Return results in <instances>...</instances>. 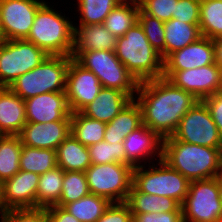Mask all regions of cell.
I'll return each instance as SVG.
<instances>
[{"label":"cell","instance_id":"obj_14","mask_svg":"<svg viewBox=\"0 0 222 222\" xmlns=\"http://www.w3.org/2000/svg\"><path fill=\"white\" fill-rule=\"evenodd\" d=\"M39 174L20 170L0 184L1 212L37 208Z\"/></svg>","mask_w":222,"mask_h":222},{"label":"cell","instance_id":"obj_38","mask_svg":"<svg viewBox=\"0 0 222 222\" xmlns=\"http://www.w3.org/2000/svg\"><path fill=\"white\" fill-rule=\"evenodd\" d=\"M178 0H143L140 9L147 15L163 22L172 19Z\"/></svg>","mask_w":222,"mask_h":222},{"label":"cell","instance_id":"obj_29","mask_svg":"<svg viewBox=\"0 0 222 222\" xmlns=\"http://www.w3.org/2000/svg\"><path fill=\"white\" fill-rule=\"evenodd\" d=\"M106 123L81 112L71 113V135L84 146L104 141Z\"/></svg>","mask_w":222,"mask_h":222},{"label":"cell","instance_id":"obj_11","mask_svg":"<svg viewBox=\"0 0 222 222\" xmlns=\"http://www.w3.org/2000/svg\"><path fill=\"white\" fill-rule=\"evenodd\" d=\"M172 136L189 144L222 149V137L202 101L197 102L182 117Z\"/></svg>","mask_w":222,"mask_h":222},{"label":"cell","instance_id":"obj_44","mask_svg":"<svg viewBox=\"0 0 222 222\" xmlns=\"http://www.w3.org/2000/svg\"><path fill=\"white\" fill-rule=\"evenodd\" d=\"M48 222H80L67 210L60 206L46 208Z\"/></svg>","mask_w":222,"mask_h":222},{"label":"cell","instance_id":"obj_9","mask_svg":"<svg viewBox=\"0 0 222 222\" xmlns=\"http://www.w3.org/2000/svg\"><path fill=\"white\" fill-rule=\"evenodd\" d=\"M181 209L183 222H222V203L216 177L190 182Z\"/></svg>","mask_w":222,"mask_h":222},{"label":"cell","instance_id":"obj_10","mask_svg":"<svg viewBox=\"0 0 222 222\" xmlns=\"http://www.w3.org/2000/svg\"><path fill=\"white\" fill-rule=\"evenodd\" d=\"M48 54L32 42L3 40L0 45V87H9L19 76L40 65Z\"/></svg>","mask_w":222,"mask_h":222},{"label":"cell","instance_id":"obj_23","mask_svg":"<svg viewBox=\"0 0 222 222\" xmlns=\"http://www.w3.org/2000/svg\"><path fill=\"white\" fill-rule=\"evenodd\" d=\"M142 125L141 107L135 99H132L113 120L106 123L104 141L110 144L123 143L132 131Z\"/></svg>","mask_w":222,"mask_h":222},{"label":"cell","instance_id":"obj_1","mask_svg":"<svg viewBox=\"0 0 222 222\" xmlns=\"http://www.w3.org/2000/svg\"><path fill=\"white\" fill-rule=\"evenodd\" d=\"M136 95L143 124L162 140L174 134L182 117L199 102L164 77L140 82Z\"/></svg>","mask_w":222,"mask_h":222},{"label":"cell","instance_id":"obj_24","mask_svg":"<svg viewBox=\"0 0 222 222\" xmlns=\"http://www.w3.org/2000/svg\"><path fill=\"white\" fill-rule=\"evenodd\" d=\"M57 166L64 171L85 172L91 165L89 150L71 134L56 149Z\"/></svg>","mask_w":222,"mask_h":222},{"label":"cell","instance_id":"obj_16","mask_svg":"<svg viewBox=\"0 0 222 222\" xmlns=\"http://www.w3.org/2000/svg\"><path fill=\"white\" fill-rule=\"evenodd\" d=\"M24 101L27 123L71 121L65 92L44 93Z\"/></svg>","mask_w":222,"mask_h":222},{"label":"cell","instance_id":"obj_2","mask_svg":"<svg viewBox=\"0 0 222 222\" xmlns=\"http://www.w3.org/2000/svg\"><path fill=\"white\" fill-rule=\"evenodd\" d=\"M162 160L190 182L216 177L222 166V149L189 144L173 136L162 141Z\"/></svg>","mask_w":222,"mask_h":222},{"label":"cell","instance_id":"obj_47","mask_svg":"<svg viewBox=\"0 0 222 222\" xmlns=\"http://www.w3.org/2000/svg\"><path fill=\"white\" fill-rule=\"evenodd\" d=\"M0 34L2 35V21H1V10H0Z\"/></svg>","mask_w":222,"mask_h":222},{"label":"cell","instance_id":"obj_7","mask_svg":"<svg viewBox=\"0 0 222 222\" xmlns=\"http://www.w3.org/2000/svg\"><path fill=\"white\" fill-rule=\"evenodd\" d=\"M158 163L159 168L157 164L147 170L143 164L134 167L132 185L139 192L173 198L181 205L188 194L190 181L162 159H158Z\"/></svg>","mask_w":222,"mask_h":222},{"label":"cell","instance_id":"obj_45","mask_svg":"<svg viewBox=\"0 0 222 222\" xmlns=\"http://www.w3.org/2000/svg\"><path fill=\"white\" fill-rule=\"evenodd\" d=\"M215 63L222 70V37L214 40Z\"/></svg>","mask_w":222,"mask_h":222},{"label":"cell","instance_id":"obj_37","mask_svg":"<svg viewBox=\"0 0 222 222\" xmlns=\"http://www.w3.org/2000/svg\"><path fill=\"white\" fill-rule=\"evenodd\" d=\"M138 23L152 47L165 59V30L164 22L145 14L141 9L138 14Z\"/></svg>","mask_w":222,"mask_h":222},{"label":"cell","instance_id":"obj_43","mask_svg":"<svg viewBox=\"0 0 222 222\" xmlns=\"http://www.w3.org/2000/svg\"><path fill=\"white\" fill-rule=\"evenodd\" d=\"M133 222H183L182 212L133 214Z\"/></svg>","mask_w":222,"mask_h":222},{"label":"cell","instance_id":"obj_30","mask_svg":"<svg viewBox=\"0 0 222 222\" xmlns=\"http://www.w3.org/2000/svg\"><path fill=\"white\" fill-rule=\"evenodd\" d=\"M22 146L18 135H0V184L20 171Z\"/></svg>","mask_w":222,"mask_h":222},{"label":"cell","instance_id":"obj_31","mask_svg":"<svg viewBox=\"0 0 222 222\" xmlns=\"http://www.w3.org/2000/svg\"><path fill=\"white\" fill-rule=\"evenodd\" d=\"M111 203L107 198L89 194L66 204L63 208L80 222H96Z\"/></svg>","mask_w":222,"mask_h":222},{"label":"cell","instance_id":"obj_46","mask_svg":"<svg viewBox=\"0 0 222 222\" xmlns=\"http://www.w3.org/2000/svg\"><path fill=\"white\" fill-rule=\"evenodd\" d=\"M216 179L218 181V185H219V189H220V198H221V203H222V166H221V170L216 175Z\"/></svg>","mask_w":222,"mask_h":222},{"label":"cell","instance_id":"obj_8","mask_svg":"<svg viewBox=\"0 0 222 222\" xmlns=\"http://www.w3.org/2000/svg\"><path fill=\"white\" fill-rule=\"evenodd\" d=\"M132 165L114 162L91 164L85 171L90 194L112 203L126 202L133 183Z\"/></svg>","mask_w":222,"mask_h":222},{"label":"cell","instance_id":"obj_19","mask_svg":"<svg viewBox=\"0 0 222 222\" xmlns=\"http://www.w3.org/2000/svg\"><path fill=\"white\" fill-rule=\"evenodd\" d=\"M162 141L155 132L143 124L123 141L126 160L136 167L141 165V159L148 160L152 155L158 156L159 160L162 159Z\"/></svg>","mask_w":222,"mask_h":222},{"label":"cell","instance_id":"obj_35","mask_svg":"<svg viewBox=\"0 0 222 222\" xmlns=\"http://www.w3.org/2000/svg\"><path fill=\"white\" fill-rule=\"evenodd\" d=\"M90 194L85 172L65 171L60 201L57 206L77 201Z\"/></svg>","mask_w":222,"mask_h":222},{"label":"cell","instance_id":"obj_18","mask_svg":"<svg viewBox=\"0 0 222 222\" xmlns=\"http://www.w3.org/2000/svg\"><path fill=\"white\" fill-rule=\"evenodd\" d=\"M70 134L71 121H54L45 124L26 123L18 136L22 145L56 150Z\"/></svg>","mask_w":222,"mask_h":222},{"label":"cell","instance_id":"obj_27","mask_svg":"<svg viewBox=\"0 0 222 222\" xmlns=\"http://www.w3.org/2000/svg\"><path fill=\"white\" fill-rule=\"evenodd\" d=\"M139 10L138 3L122 0L108 14L103 25L116 38L121 37L138 22Z\"/></svg>","mask_w":222,"mask_h":222},{"label":"cell","instance_id":"obj_41","mask_svg":"<svg viewBox=\"0 0 222 222\" xmlns=\"http://www.w3.org/2000/svg\"><path fill=\"white\" fill-rule=\"evenodd\" d=\"M96 222H133V214L126 202L111 203Z\"/></svg>","mask_w":222,"mask_h":222},{"label":"cell","instance_id":"obj_28","mask_svg":"<svg viewBox=\"0 0 222 222\" xmlns=\"http://www.w3.org/2000/svg\"><path fill=\"white\" fill-rule=\"evenodd\" d=\"M64 173L65 171L57 166L40 175L37 187V208H48L59 203Z\"/></svg>","mask_w":222,"mask_h":222},{"label":"cell","instance_id":"obj_5","mask_svg":"<svg viewBox=\"0 0 222 222\" xmlns=\"http://www.w3.org/2000/svg\"><path fill=\"white\" fill-rule=\"evenodd\" d=\"M71 60V56L48 55L40 65L15 79L9 88L24 100L49 92H65Z\"/></svg>","mask_w":222,"mask_h":222},{"label":"cell","instance_id":"obj_39","mask_svg":"<svg viewBox=\"0 0 222 222\" xmlns=\"http://www.w3.org/2000/svg\"><path fill=\"white\" fill-rule=\"evenodd\" d=\"M0 216L1 222H48L46 208L11 209Z\"/></svg>","mask_w":222,"mask_h":222},{"label":"cell","instance_id":"obj_42","mask_svg":"<svg viewBox=\"0 0 222 222\" xmlns=\"http://www.w3.org/2000/svg\"><path fill=\"white\" fill-rule=\"evenodd\" d=\"M208 108L210 115L216 124L220 136L222 137V91L202 100Z\"/></svg>","mask_w":222,"mask_h":222},{"label":"cell","instance_id":"obj_4","mask_svg":"<svg viewBox=\"0 0 222 222\" xmlns=\"http://www.w3.org/2000/svg\"><path fill=\"white\" fill-rule=\"evenodd\" d=\"M45 2L37 11L27 41L48 55L71 56L74 46V25Z\"/></svg>","mask_w":222,"mask_h":222},{"label":"cell","instance_id":"obj_20","mask_svg":"<svg viewBox=\"0 0 222 222\" xmlns=\"http://www.w3.org/2000/svg\"><path fill=\"white\" fill-rule=\"evenodd\" d=\"M117 38L103 24L74 26V46L71 54L76 59L81 53L91 50L115 52Z\"/></svg>","mask_w":222,"mask_h":222},{"label":"cell","instance_id":"obj_17","mask_svg":"<svg viewBox=\"0 0 222 222\" xmlns=\"http://www.w3.org/2000/svg\"><path fill=\"white\" fill-rule=\"evenodd\" d=\"M215 64L214 40L200 37L183 49L176 50L163 60V71H181Z\"/></svg>","mask_w":222,"mask_h":222},{"label":"cell","instance_id":"obj_3","mask_svg":"<svg viewBox=\"0 0 222 222\" xmlns=\"http://www.w3.org/2000/svg\"><path fill=\"white\" fill-rule=\"evenodd\" d=\"M115 54L139 82L163 75V59L152 47L138 22L117 38Z\"/></svg>","mask_w":222,"mask_h":222},{"label":"cell","instance_id":"obj_22","mask_svg":"<svg viewBox=\"0 0 222 222\" xmlns=\"http://www.w3.org/2000/svg\"><path fill=\"white\" fill-rule=\"evenodd\" d=\"M132 99L122 91L102 87L95 100L80 112L105 123L113 120Z\"/></svg>","mask_w":222,"mask_h":222},{"label":"cell","instance_id":"obj_21","mask_svg":"<svg viewBox=\"0 0 222 222\" xmlns=\"http://www.w3.org/2000/svg\"><path fill=\"white\" fill-rule=\"evenodd\" d=\"M27 123L24 99L0 87V135H19Z\"/></svg>","mask_w":222,"mask_h":222},{"label":"cell","instance_id":"obj_13","mask_svg":"<svg viewBox=\"0 0 222 222\" xmlns=\"http://www.w3.org/2000/svg\"><path fill=\"white\" fill-rule=\"evenodd\" d=\"M44 3L39 0H0L3 39H27L35 15Z\"/></svg>","mask_w":222,"mask_h":222},{"label":"cell","instance_id":"obj_25","mask_svg":"<svg viewBox=\"0 0 222 222\" xmlns=\"http://www.w3.org/2000/svg\"><path fill=\"white\" fill-rule=\"evenodd\" d=\"M126 203L129 205L132 214L182 212L181 205L173 198L142 193L133 185Z\"/></svg>","mask_w":222,"mask_h":222},{"label":"cell","instance_id":"obj_36","mask_svg":"<svg viewBox=\"0 0 222 222\" xmlns=\"http://www.w3.org/2000/svg\"><path fill=\"white\" fill-rule=\"evenodd\" d=\"M91 164L124 163L131 165L126 160L123 143L110 144L106 141L88 146Z\"/></svg>","mask_w":222,"mask_h":222},{"label":"cell","instance_id":"obj_34","mask_svg":"<svg viewBox=\"0 0 222 222\" xmlns=\"http://www.w3.org/2000/svg\"><path fill=\"white\" fill-rule=\"evenodd\" d=\"M79 25L103 24L112 9L122 0H77Z\"/></svg>","mask_w":222,"mask_h":222},{"label":"cell","instance_id":"obj_32","mask_svg":"<svg viewBox=\"0 0 222 222\" xmlns=\"http://www.w3.org/2000/svg\"><path fill=\"white\" fill-rule=\"evenodd\" d=\"M57 167L56 150L39 149L23 145L20 154V170L43 174Z\"/></svg>","mask_w":222,"mask_h":222},{"label":"cell","instance_id":"obj_33","mask_svg":"<svg viewBox=\"0 0 222 222\" xmlns=\"http://www.w3.org/2000/svg\"><path fill=\"white\" fill-rule=\"evenodd\" d=\"M199 28L209 39L222 37V0H200Z\"/></svg>","mask_w":222,"mask_h":222},{"label":"cell","instance_id":"obj_15","mask_svg":"<svg viewBox=\"0 0 222 222\" xmlns=\"http://www.w3.org/2000/svg\"><path fill=\"white\" fill-rule=\"evenodd\" d=\"M102 85L98 77L79 65L74 59L69 63L66 76V99L71 113L80 112L93 102Z\"/></svg>","mask_w":222,"mask_h":222},{"label":"cell","instance_id":"obj_49","mask_svg":"<svg viewBox=\"0 0 222 222\" xmlns=\"http://www.w3.org/2000/svg\"><path fill=\"white\" fill-rule=\"evenodd\" d=\"M3 37H2V35L0 34V45L3 43Z\"/></svg>","mask_w":222,"mask_h":222},{"label":"cell","instance_id":"obj_12","mask_svg":"<svg viewBox=\"0 0 222 222\" xmlns=\"http://www.w3.org/2000/svg\"><path fill=\"white\" fill-rule=\"evenodd\" d=\"M175 86L192 93L199 101L222 91V70L215 64L181 71H163Z\"/></svg>","mask_w":222,"mask_h":222},{"label":"cell","instance_id":"obj_48","mask_svg":"<svg viewBox=\"0 0 222 222\" xmlns=\"http://www.w3.org/2000/svg\"><path fill=\"white\" fill-rule=\"evenodd\" d=\"M126 1H131V2H134V3H140V2H142L143 0H126Z\"/></svg>","mask_w":222,"mask_h":222},{"label":"cell","instance_id":"obj_40","mask_svg":"<svg viewBox=\"0 0 222 222\" xmlns=\"http://www.w3.org/2000/svg\"><path fill=\"white\" fill-rule=\"evenodd\" d=\"M200 0H178L173 19L187 23L199 24Z\"/></svg>","mask_w":222,"mask_h":222},{"label":"cell","instance_id":"obj_6","mask_svg":"<svg viewBox=\"0 0 222 222\" xmlns=\"http://www.w3.org/2000/svg\"><path fill=\"white\" fill-rule=\"evenodd\" d=\"M75 61L86 70L92 71L102 87L116 89L135 99L140 82L117 58L115 52L91 50L81 53Z\"/></svg>","mask_w":222,"mask_h":222},{"label":"cell","instance_id":"obj_26","mask_svg":"<svg viewBox=\"0 0 222 222\" xmlns=\"http://www.w3.org/2000/svg\"><path fill=\"white\" fill-rule=\"evenodd\" d=\"M165 58L202 37L199 24H187L176 19L164 22Z\"/></svg>","mask_w":222,"mask_h":222}]
</instances>
